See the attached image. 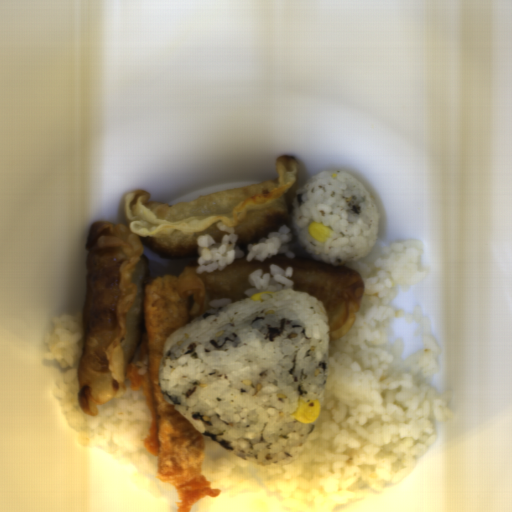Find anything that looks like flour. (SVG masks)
Here are the masks:
<instances>
[{
    "mask_svg": "<svg viewBox=\"0 0 512 512\" xmlns=\"http://www.w3.org/2000/svg\"><path fill=\"white\" fill-rule=\"evenodd\" d=\"M274 168L275 177L173 204L149 201L150 192L136 189L124 198L127 224L100 220L89 226L76 393L84 413L98 417L100 405L126 392L128 365L144 335L145 248L169 260L200 254L198 236L220 243L227 233L219 222L238 234L240 250L282 226L291 229L299 163L283 155Z\"/></svg>",
    "mask_w": 512,
    "mask_h": 512,
    "instance_id": "1",
    "label": "flour"
},
{
    "mask_svg": "<svg viewBox=\"0 0 512 512\" xmlns=\"http://www.w3.org/2000/svg\"><path fill=\"white\" fill-rule=\"evenodd\" d=\"M271 265L281 270L292 267V290L303 291L323 302L328 321L329 341L349 334L354 325L360 299L364 292L361 272L345 265H331L315 259L285 254L270 256L264 261L253 258L234 259L222 270L198 273L204 283L207 307L214 300L230 299V304L247 299L249 277L256 269L268 273Z\"/></svg>",
    "mask_w": 512,
    "mask_h": 512,
    "instance_id": "2",
    "label": "flour"
}]
</instances>
